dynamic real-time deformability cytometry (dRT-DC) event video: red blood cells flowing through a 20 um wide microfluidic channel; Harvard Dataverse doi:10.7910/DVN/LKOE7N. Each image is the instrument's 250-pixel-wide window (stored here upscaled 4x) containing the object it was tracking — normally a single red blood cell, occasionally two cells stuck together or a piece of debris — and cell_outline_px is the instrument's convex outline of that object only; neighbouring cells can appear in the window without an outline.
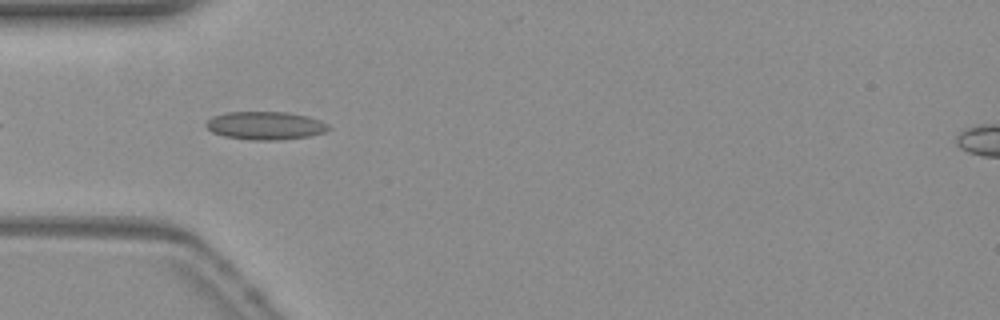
{"species": "common noctule bat (a hibernating species)", "species_latin": "Nyctalus noctula", "temperature_condition": "warm", "stored_images_in_passage": 9, "camera_frame_rate_fps": 3000, "um_per_image_px": 0.085, "animal": {"sex": "female", "body_mass_g": 19.3, "forearm_length_mm": 54.1}, "frame": {"image": 1, "passage_image": 3, "time_ms": 0.667, "image_size_px": [1000, 320], "cell_outline_px": [[332, 128], [324, 132], [308, 136], [280, 140], [248, 140], [224, 136], [212, 132], [204, 124], [212, 116], [228, 112], [288, 112], [308, 116], [320, 120], [328, 124]], "centroid_in_image_um": [22.56, 10.67], "position_along_channel_um": 62.4, "area_um2": 20.17}}